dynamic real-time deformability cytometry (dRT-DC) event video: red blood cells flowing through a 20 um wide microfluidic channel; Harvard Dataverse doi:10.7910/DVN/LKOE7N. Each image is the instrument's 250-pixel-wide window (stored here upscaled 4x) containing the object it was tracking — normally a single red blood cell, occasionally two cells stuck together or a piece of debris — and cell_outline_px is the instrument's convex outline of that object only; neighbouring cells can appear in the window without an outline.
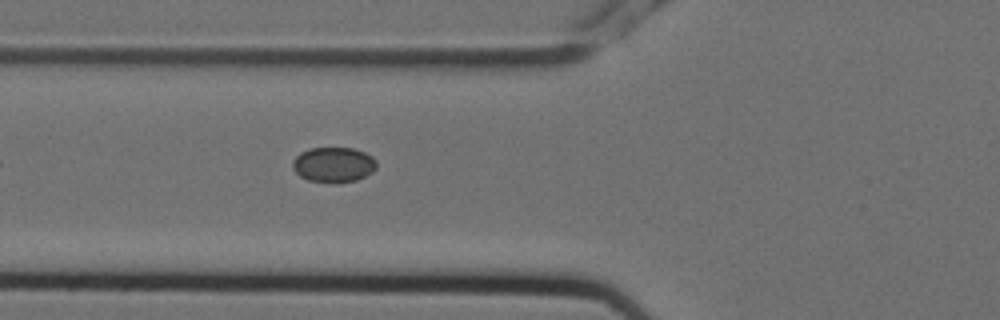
{"species": "Egyptian fruit bat (a non-hibernating species)", "species_latin": "Rousettus aegyptiacus", "temperature_condition": "cold", "stored_images_in_passage": 6, "camera_frame_rate_fps": 3000, "um_per_image_px": 0.085, "animal": {"sex": "female"}, "frame": {"image": 1, "passage_image": 6, "time_ms": 1.667, "image_size_px": [1000, 320], "cell_outline_px": [[376, 168], [372, 172], [356, 180], [336, 184], [332, 184], [308, 180], [300, 176], [292, 168], [292, 160], [300, 152], [308, 148], [352, 148], [364, 152], [372, 156], [376, 160]], "centroid_in_image_um": [28.33, 14.01], "position_along_channel_um": 97.5, "area_um2": 17.46}}